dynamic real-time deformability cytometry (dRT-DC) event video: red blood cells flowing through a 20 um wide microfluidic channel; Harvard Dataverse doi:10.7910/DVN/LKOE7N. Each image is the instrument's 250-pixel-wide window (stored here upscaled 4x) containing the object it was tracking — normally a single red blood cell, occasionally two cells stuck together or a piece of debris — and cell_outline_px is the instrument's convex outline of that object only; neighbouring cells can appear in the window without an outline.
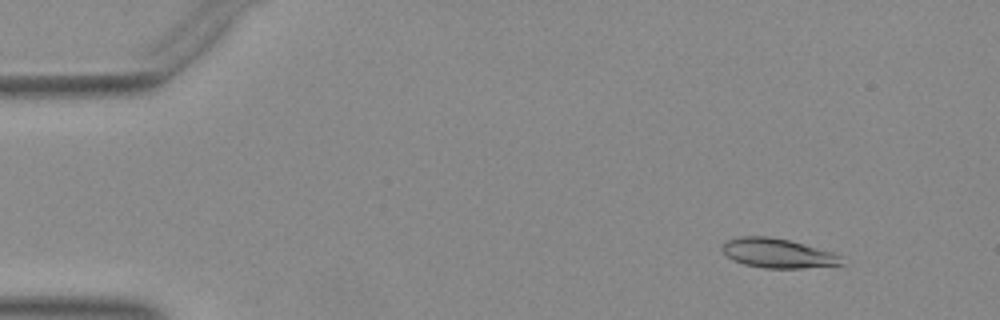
{"species": "Egyptian fruit bat (a non-hibernating species)", "species_latin": "Rousettus aegyptiacus", "temperature_condition": "warm", "stored_images_in_passage": 48, "camera_frame_rate_fps": 3000, "um_per_image_px": 0.085, "animal": {"sex": "female"}, "frame": {"image": 1, "passage_image": 2, "time_ms": 0.333, "image_size_px": [1000, 320], "cell_outline_px": [[844, 264], [804, 268], [764, 268], [744, 264], [732, 260], [720, 248], [720, 244], [728, 240], [740, 236], [768, 236], [788, 240], [832, 252], [840, 256]], "centroid_in_image_um": [66.06, 21.52], "position_along_channel_um": 18.9, "area_um2": 20.35}}
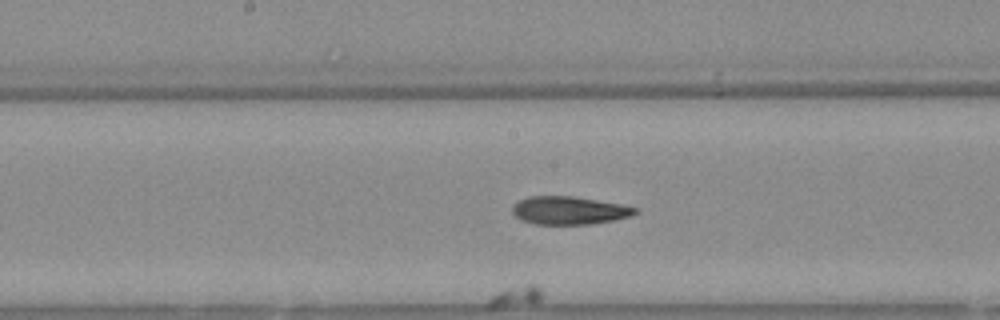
{"frame": {"image": 2, "passage_image": 23, "time_ms": 7.333, "image_size_px": [1000, 320], "cell_outline_px": [[640, 212], [632, 216], [616, 220], [592, 224], [536, 224], [520, 220], [512, 212], [512, 204], [528, 196], [572, 196], [620, 204], [636, 208]], "centroid_in_image_um": [48.38, 17.89], "position_along_channel_um": 199.8, "area_um2": 20.17}}
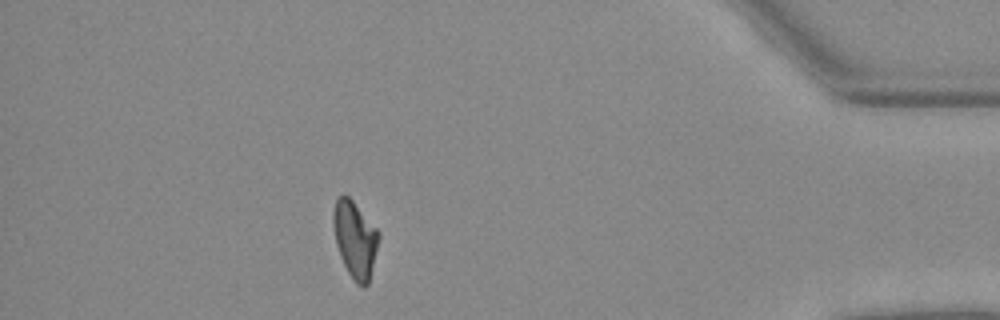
{"frame": {"image": 3, "passage_image": 42, "time_ms": 13.667, "image_size_px": [1000, 320], "cell_outline_px": [[380, 236], [368, 284], [364, 288], [356, 284], [348, 272], [340, 256], [336, 244], [332, 224], [332, 216], [336, 196], [344, 192], [352, 200], [380, 232]], "centroid_in_image_um": [30.15, 20.31], "position_along_channel_um": 405.0, "area_um2": 20.46}}